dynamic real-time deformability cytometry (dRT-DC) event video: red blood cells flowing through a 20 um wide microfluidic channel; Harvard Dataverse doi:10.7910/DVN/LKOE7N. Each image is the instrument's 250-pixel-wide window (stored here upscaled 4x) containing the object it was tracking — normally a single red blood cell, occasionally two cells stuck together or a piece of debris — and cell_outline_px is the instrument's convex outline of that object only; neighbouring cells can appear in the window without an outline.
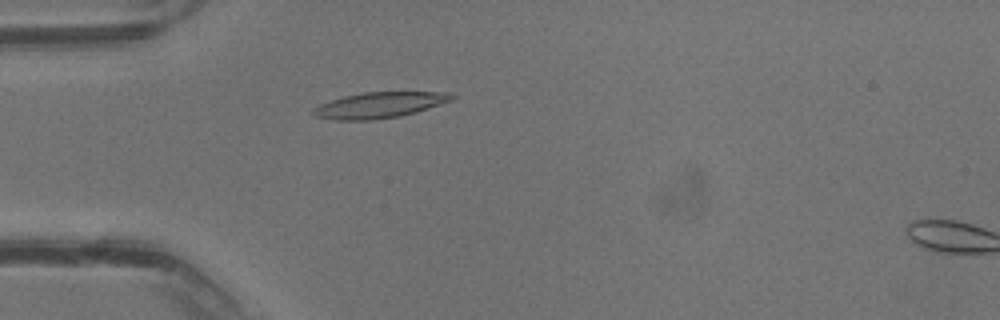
{"species": "common noctule bat (a hibernating species)", "species_latin": "Nyctalus noctula", "temperature_condition": "warm", "stored_images_in_passage": 38, "camera_frame_rate_fps": 3000, "um_per_image_px": 0.085, "animal": {"sex": "male", "body_mass_g": 13.3}, "frame": {"image": 1, "passage_image": 10, "time_ms": 3.0, "image_size_px": [1000, 320], "cell_outline_px": [[456, 96], [452, 100], [416, 112], [400, 116], [372, 120], [336, 120], [316, 116], [312, 112], [320, 104], [344, 96], [364, 92], [452, 92]], "centroid_in_image_um": [32.3, 8.92], "position_along_channel_um": 52.7, "area_um2": 20.63}}
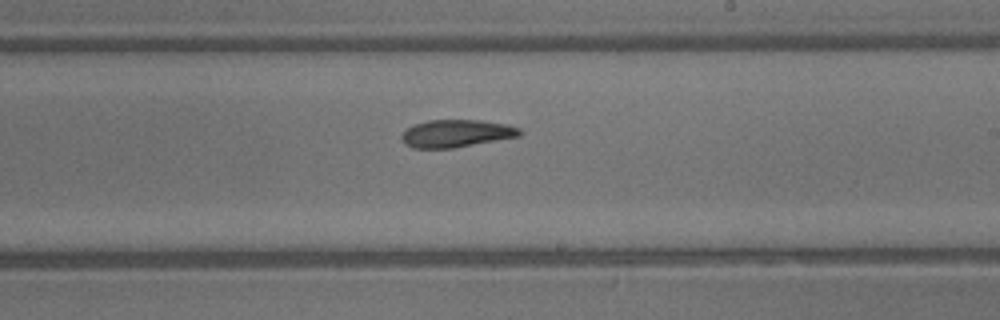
{"frame": {"image": 2, "passage_image": 22, "time_ms": 7.0, "image_size_px": [1000, 320], "cell_outline_px": [[520, 136], [452, 148], [412, 148], [404, 144], [400, 136], [404, 128], [412, 124], [428, 120], [480, 120], [508, 124], [520, 128]], "centroid_in_image_um": [38.72, 11.33], "position_along_channel_um": 250.3, "area_um2": 19.13}}
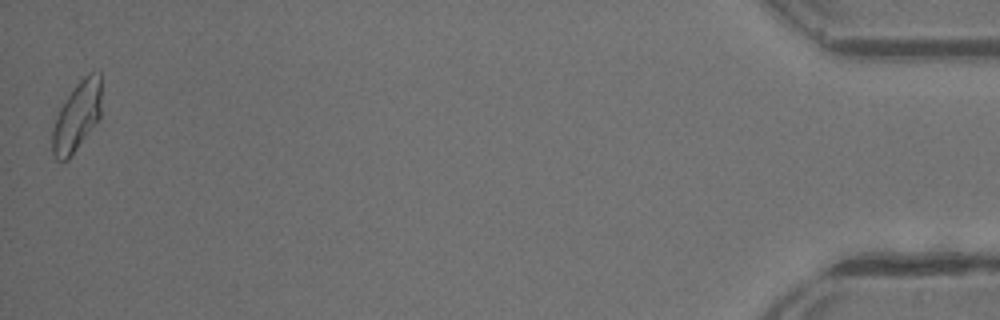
{"frame": {"image": 3, "passage_image": 38, "time_ms": 12.333, "image_size_px": [1000, 320], "cell_outline_px": [[100, 116], [92, 128], [68, 160], [56, 160], [52, 152], [52, 128], [56, 116], [60, 108], [76, 84], [88, 72], [100, 72]], "centroid_in_image_um": [6.51, 9.9], "position_along_channel_um": 428.7, "area_um2": 19.54}}